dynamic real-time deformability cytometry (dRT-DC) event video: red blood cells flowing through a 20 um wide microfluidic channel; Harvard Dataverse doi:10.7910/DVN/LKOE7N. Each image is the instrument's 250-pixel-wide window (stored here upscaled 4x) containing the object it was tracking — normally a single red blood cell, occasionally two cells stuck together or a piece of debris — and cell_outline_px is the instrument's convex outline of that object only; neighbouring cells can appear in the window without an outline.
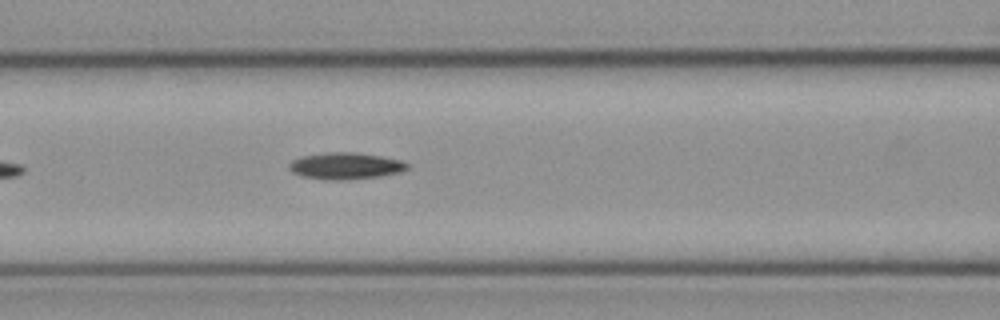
{"species": "common noctule bat (a hibernating species)", "species_latin": "Nyctalus noctula", "temperature_condition": "cold", "stored_images_in_passage": 4, "camera_frame_rate_fps": 3000, "um_per_image_px": 0.085, "animal": {"sex": "female", "body_mass_g": 21.9}, "frame": {"image": 1, "passage_image": 4, "time_ms": 1.0, "image_size_px": [1000, 320], "cell_outline_px": [[408, 168], [400, 172], [380, 176], [348, 180], [324, 180], [304, 176], [292, 172], [288, 168], [288, 164], [292, 160], [304, 156], [332, 152], [352, 152], [380, 156], [400, 160], [408, 164]], "centroid_in_image_um": [29.36, 14.11], "position_along_channel_um": 137.2, "area_um2": 18.21}}